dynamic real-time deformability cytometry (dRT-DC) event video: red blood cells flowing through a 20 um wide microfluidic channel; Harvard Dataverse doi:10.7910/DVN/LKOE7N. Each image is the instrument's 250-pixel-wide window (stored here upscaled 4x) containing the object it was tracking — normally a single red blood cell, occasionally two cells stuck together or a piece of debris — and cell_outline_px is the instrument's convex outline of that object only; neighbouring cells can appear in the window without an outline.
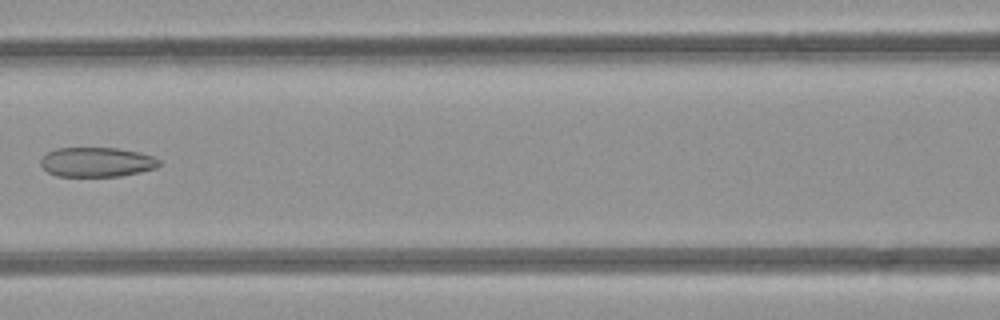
{"species": "common noctule bat (a hibernating species)", "species_latin": "Nyctalus noctula", "temperature_condition": "room temperature", "stored_images_in_passage": 7, "camera_frame_rate_fps": 3000, "um_per_image_px": 0.085, "animal": {"sex": "female", "body_mass_g": 21.9}, "frame": {"image": 1, "passage_image": 7, "time_ms": 7.0, "image_size_px": [1000, 320], "cell_outline_px": [[160, 164], [156, 168], [140, 172], [120, 176], [56, 176], [48, 172], [40, 164], [40, 160], [48, 152], [56, 148], [116, 148], [140, 152], [152, 156], [160, 160]], "centroid_in_image_um": [8.23, 13.78], "position_along_channel_um": 158.4, "area_um2": 20.4}}